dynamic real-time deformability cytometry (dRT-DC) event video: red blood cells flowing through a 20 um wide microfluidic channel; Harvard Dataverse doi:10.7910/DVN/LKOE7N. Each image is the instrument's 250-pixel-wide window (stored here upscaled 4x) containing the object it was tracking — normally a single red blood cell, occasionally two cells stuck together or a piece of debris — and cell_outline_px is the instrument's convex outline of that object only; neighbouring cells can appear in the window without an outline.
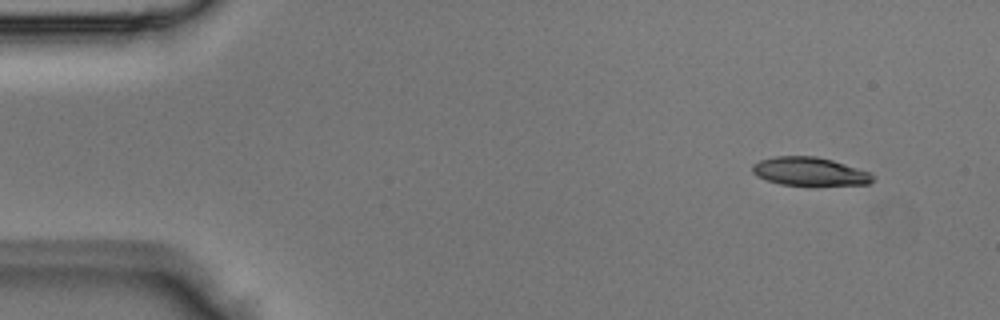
{"species": "Egyptian fruit bat (a non-hibernating species)", "species_latin": "Rousettus aegyptiacus", "temperature_condition": "room temperature", "stored_images_in_passage": 3, "camera_frame_rate_fps": 3000, "um_per_image_px": 0.085, "animal": {"sex": "male"}, "frame": {"image": 1, "passage_image": 1, "time_ms": 0.0, "image_size_px": [1000, 320], "cell_outline_px": [[876, 180], [868, 184], [812, 188], [780, 184], [756, 176], [752, 172], [752, 164], [760, 160], [776, 156], [816, 156], [832, 160], [872, 172]], "centroid_in_image_um": [68.89, 14.63], "position_along_channel_um": 16.1, "area_um2": 20.98}}